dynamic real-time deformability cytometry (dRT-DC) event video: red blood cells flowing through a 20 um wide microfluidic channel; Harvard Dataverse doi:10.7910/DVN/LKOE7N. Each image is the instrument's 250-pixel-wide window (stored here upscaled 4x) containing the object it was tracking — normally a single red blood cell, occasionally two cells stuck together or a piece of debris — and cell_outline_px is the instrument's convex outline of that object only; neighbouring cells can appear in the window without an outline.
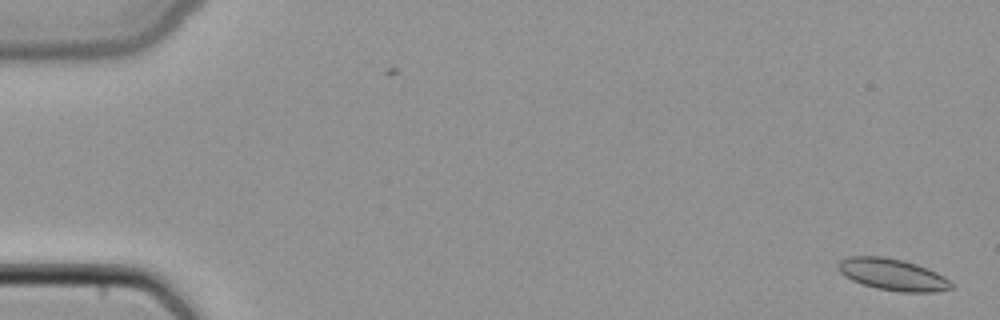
{"species": "common noctule bat (a hibernating species)", "species_latin": "Nyctalus noctula", "temperature_condition": "cold", "stored_images_in_passage": 48, "camera_frame_rate_fps": 3000, "um_per_image_px": 0.085, "animal": {"sex": "female", "body_mass_g": 22.7, "forearm_length_mm": 54.2}, "frame": {"image": 1, "passage_image": 1, "time_ms": 0.0, "image_size_px": [1000, 320], "cell_outline_px": [[952, 288], [936, 292], [900, 292], [876, 288], [852, 280], [844, 276], [836, 268], [836, 264], [840, 260], [848, 256], [884, 256], [904, 260], [916, 264], [936, 272], [944, 276], [952, 284]], "centroid_in_image_um": [75.83, 23.32], "position_along_channel_um": 9.2, "area_um2": 20.98}}
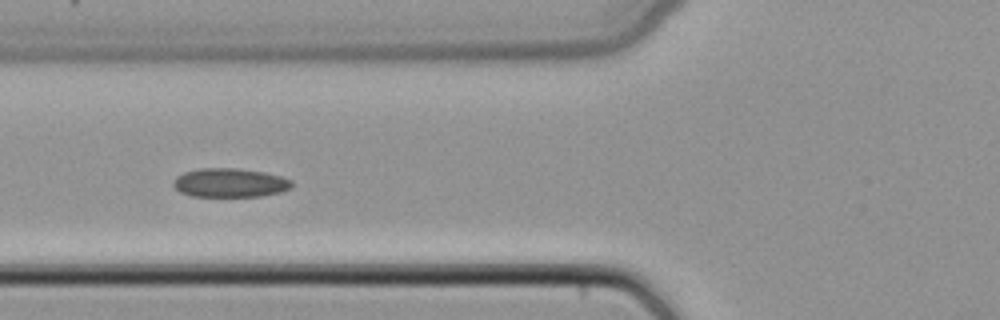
{"frame": {"image": 2, "passage_image": 19, "time_ms": 6.0, "image_size_px": [1000, 320], "cell_outline_px": [[292, 188], [280, 192], [260, 196], [192, 196], [180, 192], [172, 184], [172, 180], [176, 176], [184, 172], [200, 168], [240, 168], [264, 172], [280, 176], [292, 180]], "centroid_in_image_um": [19.53, 15.53], "position_along_channel_um": 106.3, "area_um2": 20.06}}
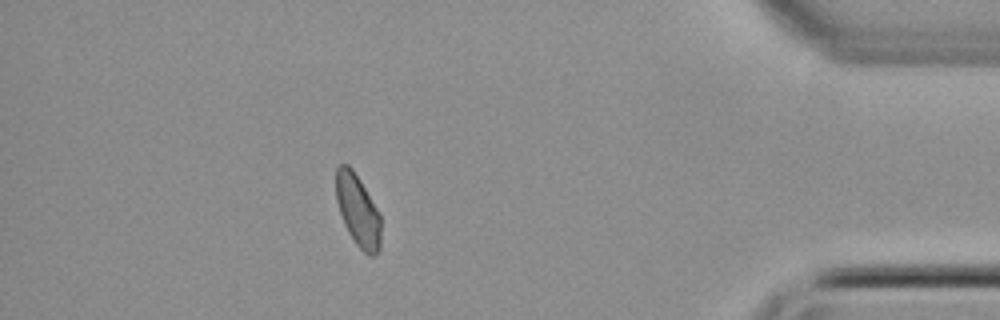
{"frame": {"image": 3, "passage_image": 43, "time_ms": 14.0, "image_size_px": [1000, 320], "cell_outline_px": [[380, 248], [376, 256], [368, 256], [356, 244], [348, 232], [344, 224], [336, 200], [336, 168], [340, 164], [348, 164], [352, 168], [360, 180], [380, 212]], "centroid_in_image_um": [30.42, 17.9], "position_along_channel_um": 404.8, "area_um2": 18.9}}